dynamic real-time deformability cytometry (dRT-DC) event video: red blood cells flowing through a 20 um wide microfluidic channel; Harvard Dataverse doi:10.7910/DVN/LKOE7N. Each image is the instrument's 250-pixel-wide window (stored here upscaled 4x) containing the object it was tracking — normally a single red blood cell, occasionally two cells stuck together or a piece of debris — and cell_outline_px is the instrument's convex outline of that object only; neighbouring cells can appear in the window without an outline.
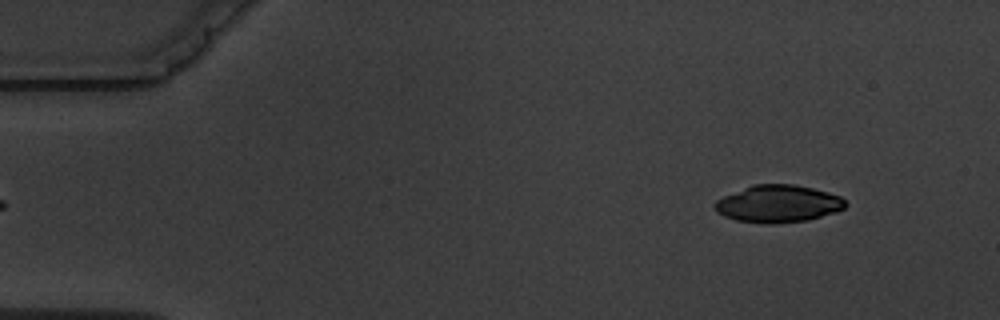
{"species": "common noctule bat (a hibernating species)", "species_latin": "Nyctalus noctula", "temperature_condition": "warm", "stored_images_in_passage": 5, "segment_of_instrument_passage": [2, 2], "camera_frame_rate_fps": 3000, "um_per_image_px": 0.085, "animal": {"sex": "male", "body_mass_g": 19.5, "forearm_length_mm": 54.6}, "frame": {"image": 1, "passage_image": 5, "time_ms": 5.667, "image_size_px": [1000, 320], "cell_outline_px": [[848, 204], [844, 208], [836, 212], [808, 220], [776, 224], [764, 224], [736, 220], [724, 216], [716, 212], [712, 204], [716, 200], [724, 196], [752, 184], [792, 184], [812, 188], [828, 192], [840, 196]], "centroid_in_image_um": [66.12, 17.33], "position_along_channel_um": 18.9, "area_um2": 28.61}}